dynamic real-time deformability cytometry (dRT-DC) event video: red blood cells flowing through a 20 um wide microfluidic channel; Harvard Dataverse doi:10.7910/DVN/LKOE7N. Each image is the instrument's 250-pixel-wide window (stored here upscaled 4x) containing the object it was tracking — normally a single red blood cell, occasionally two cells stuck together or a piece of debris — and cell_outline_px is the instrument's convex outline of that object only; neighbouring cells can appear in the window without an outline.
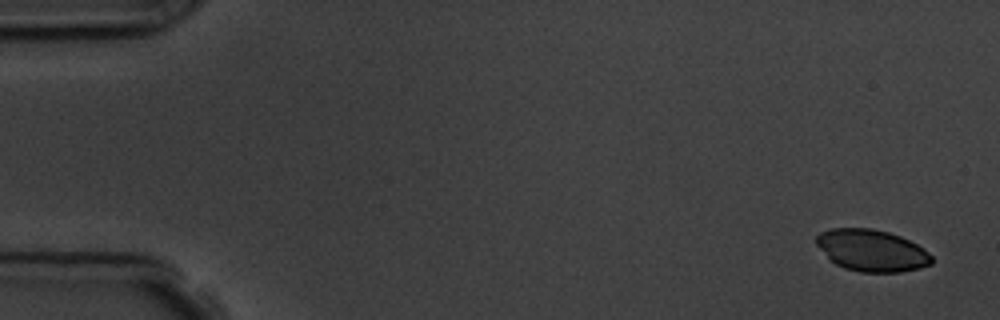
{"species": "common noctule bat (a hibernating species)", "species_latin": "Nyctalus noctula", "temperature_condition": "room temperature", "stored_images_in_passage": 4, "camera_frame_rate_fps": 3000, "um_per_image_px": 0.085, "animal": {"sex": "male", "body_mass_g": 19.5, "forearm_length_mm": 54.6}, "frame": {"image": 1, "passage_image": 1, "time_ms": 0.0, "image_size_px": [1000, 320], "cell_outline_px": [[932, 264], [920, 268], [900, 272], [860, 272], [844, 268], [836, 264], [816, 244], [816, 236], [820, 232], [832, 228], [872, 228], [888, 232], [900, 236], [924, 248], [932, 256]], "centroid_in_image_um": [74.12, 21.29], "position_along_channel_um": 10.9, "area_um2": 27.98}}